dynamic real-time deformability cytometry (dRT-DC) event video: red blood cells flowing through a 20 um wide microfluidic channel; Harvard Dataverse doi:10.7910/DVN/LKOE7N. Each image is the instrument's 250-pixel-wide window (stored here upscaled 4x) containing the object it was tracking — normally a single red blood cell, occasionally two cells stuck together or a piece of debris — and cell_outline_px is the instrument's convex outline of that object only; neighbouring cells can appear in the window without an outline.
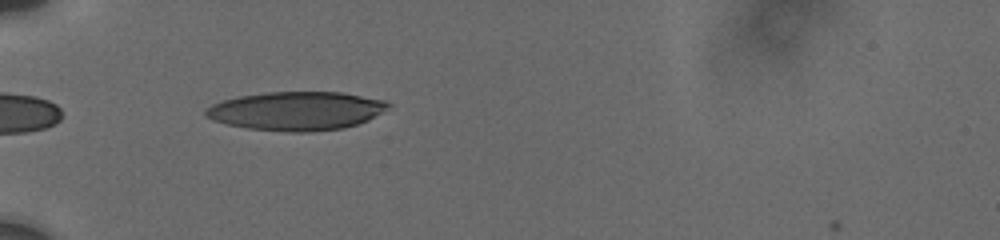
{"species": "human", "species_latin": "Homo sapiens", "temperature_condition": "cold", "stored_images_in_passage": 61, "camera_frame_rate_fps": 3000, "um_per_image_px": 0.085, "donor": {"sex": "male"}, "frame": {"image": 1, "passage_image": 1, "time_ms": 0.0, "image_size_px": [1000, 240], "cell_outline_px": [[392, 104], [368, 120], [344, 128], [308, 132], [288, 132], [248, 128], [228, 124], [212, 120], [204, 116], [204, 112], [212, 104], [224, 100], [240, 96], [268, 92], [340, 92], [384, 100]], "centroid_in_image_um": [25.17, 9.43], "position_along_channel_um": 59.8, "area_um2": 40.81}}
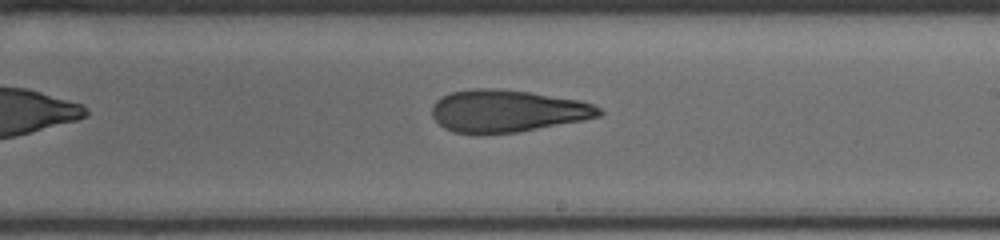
{"frame": {"image": 2, "passage_image": 27, "time_ms": 5.333, "image_size_px": [1000, 240], "cell_outline_px": [[604, 112], [600, 116], [580, 120], [516, 132], [476, 136], [452, 132], [444, 128], [432, 116], [432, 108], [436, 100], [440, 96], [452, 92], [476, 88], [488, 88], [528, 92], [580, 100], [592, 104], [600, 108]], "centroid_in_image_um": [43.05, 9.45], "position_along_channel_um": 246.0, "area_um2": 41.21}}
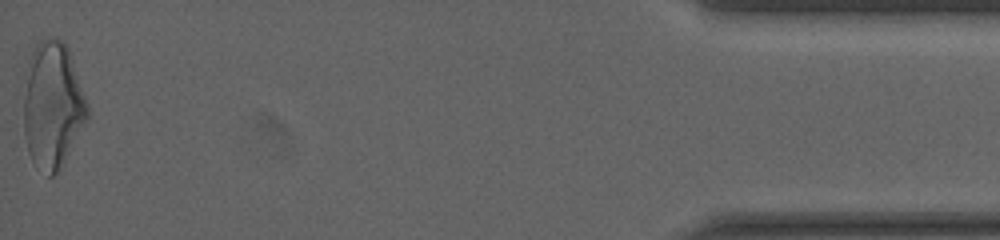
{"frame": {"image": 3, "passage_image": 61, "time_ms": 12.333, "image_size_px": [1000, 240], "cell_outline_px": [[88, 116], [56, 172], [52, 176], [48, 176], [36, 168], [28, 152], [24, 132], [24, 96], [32, 52], [36, 44], [40, 40], [48, 36], [64, 40], [68, 48], [88, 104]], "centroid_in_image_um": [4.46, 8.91], "position_along_channel_um": 430.7, "area_um2": 45.95}, "authors_computed_cell_mechanics": {"area_um2": 41.4426, "velocity_mm_per_s": 3.7692, "shape_relaxation_time_tau1_ms": 8.7737, "shape_relaxation_time_tau2_ms": 3.1144, "deformation_change_tau1": 0.2527, "deformation_change_tau2": 0.1275}}